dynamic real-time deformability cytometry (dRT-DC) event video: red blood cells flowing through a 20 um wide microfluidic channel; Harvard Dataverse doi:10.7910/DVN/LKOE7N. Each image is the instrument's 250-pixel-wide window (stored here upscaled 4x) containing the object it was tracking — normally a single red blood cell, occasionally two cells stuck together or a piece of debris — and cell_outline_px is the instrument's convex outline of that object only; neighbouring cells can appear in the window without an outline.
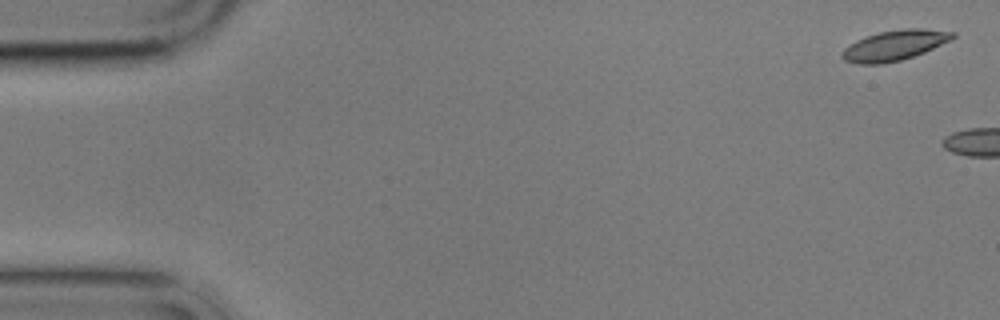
{"species": "common noctule bat (a hibernating species)", "species_latin": "Nyctalus noctula", "temperature_condition": "cold", "stored_images_in_passage": 2, "camera_frame_rate_fps": 3000, "um_per_image_px": 0.085, "animal": {"sex": "male", "body_mass_g": 17.9}, "frame": {"image": 1, "passage_image": 1, "time_ms": 0.0, "image_size_px": [1000, 320], "cell_outline_px": [[956, 36], [952, 40], [924, 52], [900, 60], [880, 64], [860, 64], [844, 60], [840, 56], [840, 52], [844, 48], [856, 40], [880, 32], [904, 28], [924, 28], [956, 32]], "centroid_in_image_um": [76.05, 3.84], "position_along_channel_um": 9.0, "area_um2": 19.48}}